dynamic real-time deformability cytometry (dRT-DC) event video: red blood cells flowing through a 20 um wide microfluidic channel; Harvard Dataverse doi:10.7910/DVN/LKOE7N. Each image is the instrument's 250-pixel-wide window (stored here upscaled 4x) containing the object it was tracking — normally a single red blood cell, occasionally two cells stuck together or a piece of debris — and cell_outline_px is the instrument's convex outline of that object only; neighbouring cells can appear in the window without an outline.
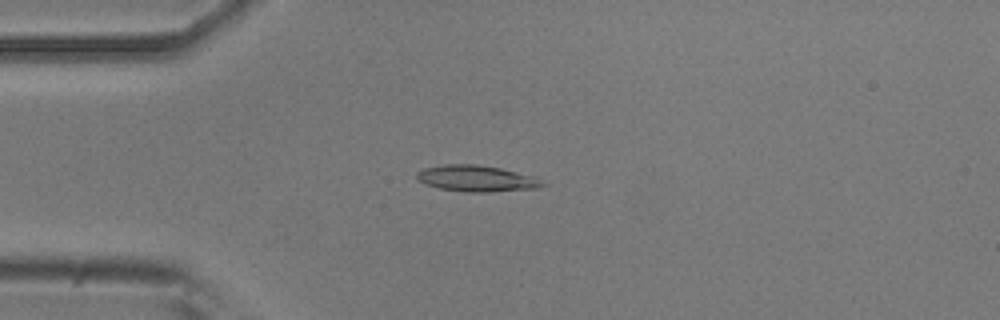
{"species": "common noctule bat (a hibernating species)", "species_latin": "Nyctalus noctula", "temperature_condition": "room temperature", "stored_images_in_passage": 42, "camera_frame_rate_fps": 3000, "um_per_image_px": 0.085, "animal": {"sex": "male", "body_mass_g": 20.5, "forearm_length_mm": 52.5}, "frame": {"image": 1, "passage_image": 4, "time_ms": 1.0, "image_size_px": [1000, 320], "cell_outline_px": [[548, 184], [536, 188], [488, 192], [464, 192], [440, 188], [424, 184], [416, 176], [416, 172], [424, 168], [444, 164], [476, 164], [500, 168], [536, 176]], "centroid_in_image_um": [40.53, 15.17], "position_along_channel_um": 44.5, "area_um2": 19.31}}
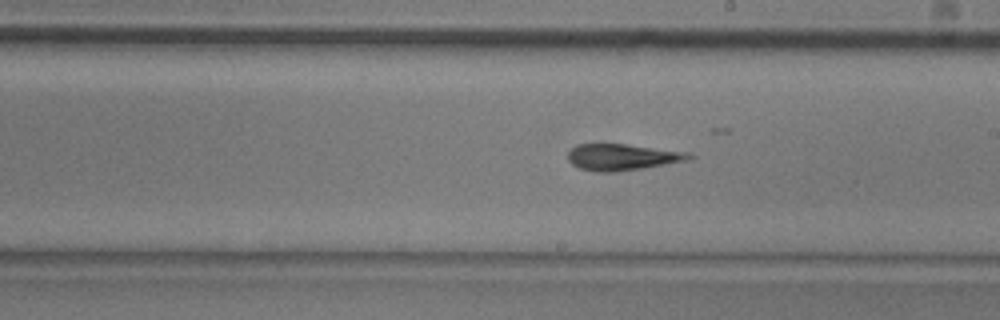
{"frame": {"image": 2, "passage_image": 20, "time_ms": 6.333, "image_size_px": [1000, 320], "cell_outline_px": [[696, 156], [692, 160], [644, 168], [616, 172], [596, 172], [580, 168], [572, 164], [568, 160], [568, 152], [576, 144], [624, 144], [692, 152]], "centroid_in_image_um": [52.98, 13.36], "position_along_channel_um": 236.0, "area_um2": 18.96}}
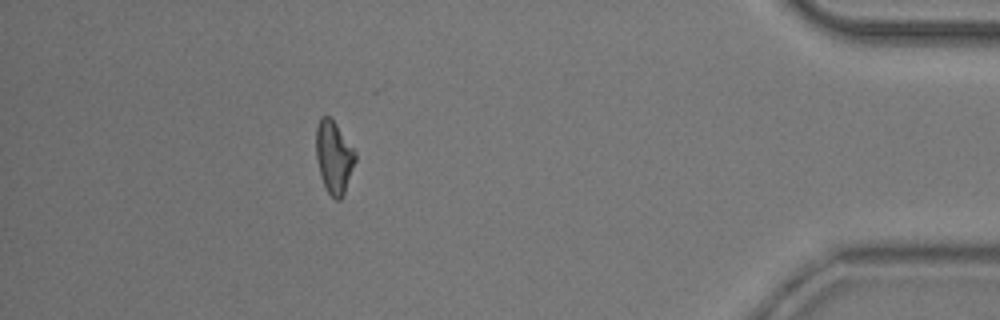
{"frame": {"image": 3, "passage_image": 37, "time_ms": 12.0, "image_size_px": [1000, 320], "cell_outline_px": [[356, 160], [344, 192], [340, 200], [336, 200], [328, 192], [324, 184], [320, 172], [316, 156], [316, 128], [320, 116], [328, 116], [336, 124], [356, 152]], "centroid_in_image_um": [28.38, 13.33], "position_along_channel_um": 406.8, "area_um2": 16.24}, "authors_computed_cell_mechanics": {"area_um2": 18.1781, "velocity_mm_per_s": 3.9249, "shape_relaxation_time_tau1_ms": null, "shape_relaxation_time_tau2_ms": 3.5259, "deformation_change_tau1": null, "deformation_change_tau2": 0.1297}}